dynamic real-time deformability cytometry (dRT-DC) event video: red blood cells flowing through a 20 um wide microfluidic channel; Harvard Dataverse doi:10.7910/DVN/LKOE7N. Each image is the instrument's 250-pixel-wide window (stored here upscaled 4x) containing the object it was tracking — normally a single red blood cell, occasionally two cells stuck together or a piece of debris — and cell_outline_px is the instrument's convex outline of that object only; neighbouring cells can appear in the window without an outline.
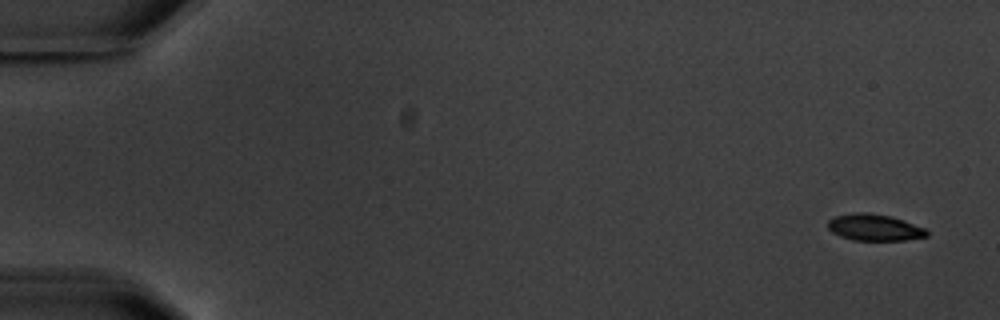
{"species": "common noctule bat (a hibernating species)", "species_latin": "Nyctalus noctula", "temperature_condition": "warm", "stored_images_in_passage": 6, "camera_frame_rate_fps": 3000, "um_per_image_px": 0.085, "animal": {"sex": "male", "body_mass_g": 20.1, "forearm_length_mm": 53.5}, "frame": {"image": 1, "passage_image": 1, "time_ms": 0.0, "image_size_px": [1000, 320], "cell_outline_px": [[928, 236], [904, 240], [852, 240], [840, 236], [832, 232], [828, 228], [828, 220], [836, 216], [856, 212], [864, 212], [892, 216], [928, 228]], "centroid_in_image_um": [74.36, 19.33], "position_along_channel_um": 10.6, "area_um2": 15.43}}
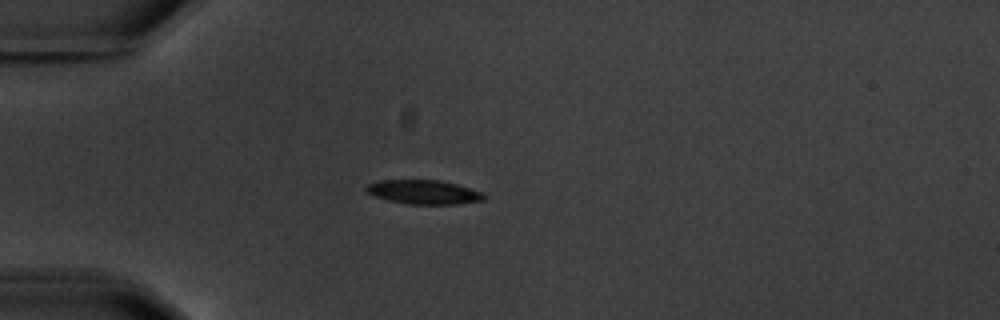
{"frame": {"image": 2, "passage_image": 5, "time_ms": 4.667, "image_size_px": [1000, 320], "cell_outline_px": [[484, 200], [456, 204], [408, 204], [388, 200], [376, 196], [368, 192], [364, 188], [368, 184], [380, 180], [440, 180], [456, 184], [484, 192]], "centroid_in_image_um": [36.03, 16.32], "position_along_channel_um": 49.0, "area_um2": 16.42}}